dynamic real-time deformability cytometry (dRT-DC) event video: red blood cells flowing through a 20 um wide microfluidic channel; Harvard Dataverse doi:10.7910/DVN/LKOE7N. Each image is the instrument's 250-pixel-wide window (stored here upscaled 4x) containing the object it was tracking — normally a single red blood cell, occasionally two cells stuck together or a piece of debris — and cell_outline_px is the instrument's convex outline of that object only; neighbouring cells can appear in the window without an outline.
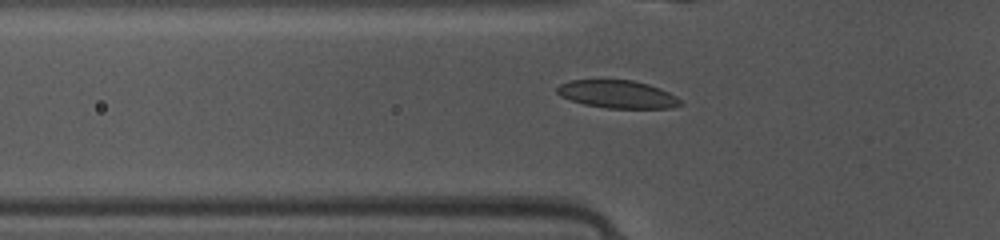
{"species": "common noctule bat (a hibernating species)", "species_latin": "Nyctalus noctula", "temperature_condition": "warm", "stored_images_in_passage": 34, "camera_frame_rate_fps": 3000, "um_per_image_px": 0.085, "animal": {"sex": "female", "body_mass_g": 10.0, "forearm_length_mm": 53.1}, "frame": {"image": 1, "passage_image": 6, "time_ms": 1.667, "image_size_px": [1000, 240], "cell_outline_px": [[684, 104], [672, 108], [608, 108], [584, 104], [560, 96], [556, 92], [556, 88], [560, 84], [572, 80], [632, 80], [648, 84], [660, 88], [676, 96]], "centroid_in_image_um": [52.5, 8.01], "position_along_channel_um": 73.3, "area_um2": 19.94}}
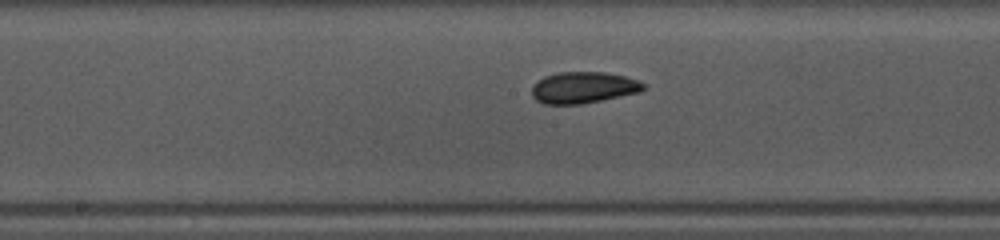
{"frame": {"image": 2, "passage_image": 15, "time_ms": 4.667, "image_size_px": [1000, 240], "cell_outline_px": [[648, 88], [640, 92], [580, 104], [544, 104], [536, 100], [532, 96], [532, 88], [536, 80], [544, 76], [560, 72], [604, 72], [624, 76], [636, 80], [644, 84]], "centroid_in_image_um": [49.56, 7.44], "position_along_channel_um": 198.6, "area_um2": 20.4}}
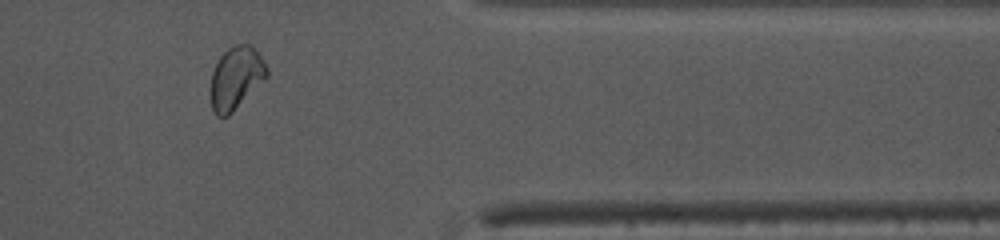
{"frame": {"image": 3, "passage_image": 30, "time_ms": 9.667, "image_size_px": [1000, 240], "cell_outline_px": [[268, 76], [228, 116], [216, 116], [212, 108], [208, 92], [212, 72], [220, 56], [232, 44], [248, 44], [260, 56], [268, 68]], "centroid_in_image_um": [20.01, 6.64], "position_along_channel_um": 391.4, "area_um2": 20.52}}